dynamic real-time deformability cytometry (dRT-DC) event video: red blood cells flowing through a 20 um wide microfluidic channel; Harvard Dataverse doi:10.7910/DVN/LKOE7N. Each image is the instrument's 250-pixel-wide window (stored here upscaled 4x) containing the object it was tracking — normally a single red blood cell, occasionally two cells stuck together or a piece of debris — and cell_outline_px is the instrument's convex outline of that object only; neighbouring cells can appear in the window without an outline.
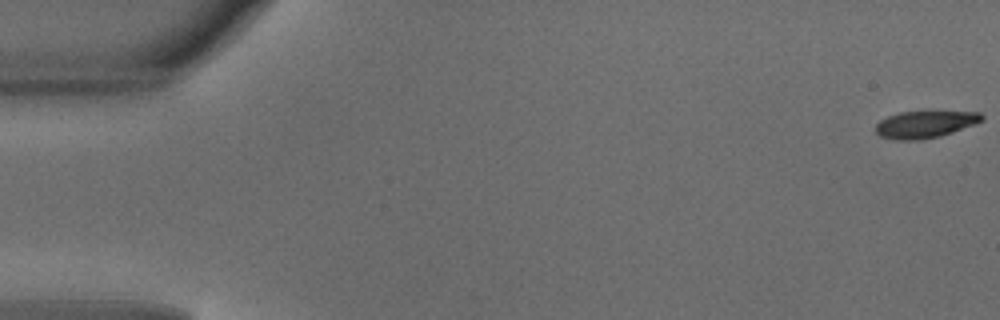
{"species": "common noctule bat (a hibernating species)", "species_latin": "Nyctalus noctula", "temperature_condition": "warm", "stored_images_in_passage": 14, "camera_frame_rate_fps": 3000, "um_per_image_px": 0.085, "animal": {"sex": "male", "body_mass_g": 18.8}, "frame": {"image": 1, "passage_image": 1, "time_ms": 0.0, "image_size_px": [1000, 320], "cell_outline_px": [[984, 120], [976, 124], [940, 136], [920, 140], [896, 140], [880, 136], [876, 132], [876, 124], [880, 120], [888, 116], [900, 112], [928, 108], [980, 112], [984, 116]], "centroid_in_image_um": [78.7, 10.5], "position_along_channel_um": 6.3, "area_um2": 17.8}}
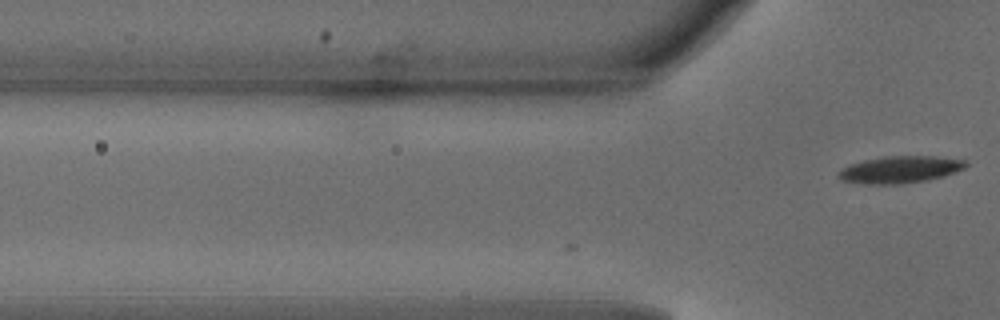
{"frame": {"image": 2, "passage_image": 14, "time_ms": 4.333, "image_size_px": [1000, 320], "cell_outline_px": [[968, 164], [964, 168], [944, 176], [928, 180], [904, 184], [860, 184], [840, 180], [836, 176], [848, 164], [864, 160], [884, 156], [932, 156], [968, 160]], "centroid_in_image_um": [76.5, 14.42], "position_along_channel_um": 49.3, "area_um2": 20.23}}